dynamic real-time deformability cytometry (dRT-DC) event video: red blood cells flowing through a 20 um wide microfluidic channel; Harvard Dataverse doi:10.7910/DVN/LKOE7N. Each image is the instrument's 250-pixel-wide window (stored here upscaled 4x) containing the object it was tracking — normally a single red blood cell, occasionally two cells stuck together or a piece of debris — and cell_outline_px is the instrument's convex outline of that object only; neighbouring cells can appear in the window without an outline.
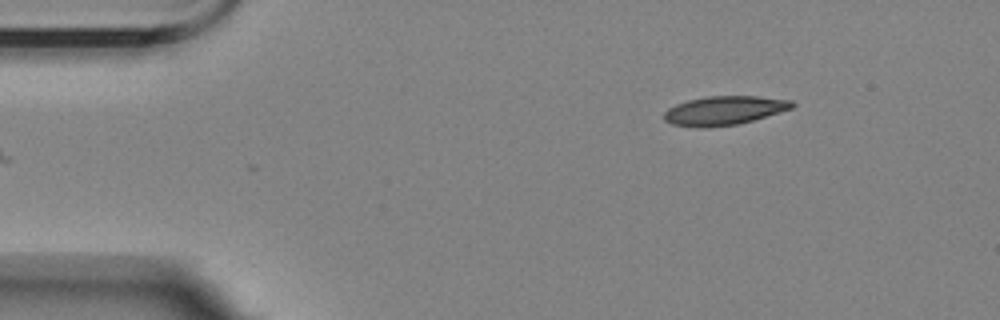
{"species": "Egyptian fruit bat (a non-hibernating species)", "species_latin": "Rousettus aegyptiacus", "temperature_condition": "room temperature", "stored_images_in_passage": 2, "camera_frame_rate_fps": 3000, "um_per_image_px": 0.085, "animal": {"sex": "female"}, "frame": {"image": 1, "passage_image": 2, "time_ms": 1.333, "image_size_px": [1000, 320], "cell_outline_px": [[796, 104], [792, 108], [752, 120], [736, 124], [708, 128], [700, 128], [672, 124], [664, 120], [664, 112], [668, 108], [676, 104], [688, 100], [708, 96], [756, 96], [792, 100]], "centroid_in_image_um": [61.53, 9.39], "position_along_channel_um": 23.5, "area_um2": 21.5}}